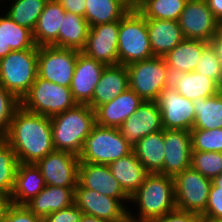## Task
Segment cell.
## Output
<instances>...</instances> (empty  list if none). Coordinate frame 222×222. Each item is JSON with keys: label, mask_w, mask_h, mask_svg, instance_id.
Listing matches in <instances>:
<instances>
[{"label": "cell", "mask_w": 222, "mask_h": 222, "mask_svg": "<svg viewBox=\"0 0 222 222\" xmlns=\"http://www.w3.org/2000/svg\"><path fill=\"white\" fill-rule=\"evenodd\" d=\"M5 141L13 148L19 163H33L54 151L51 119L20 106L9 126Z\"/></svg>", "instance_id": "6da1fadb"}, {"label": "cell", "mask_w": 222, "mask_h": 222, "mask_svg": "<svg viewBox=\"0 0 222 222\" xmlns=\"http://www.w3.org/2000/svg\"><path fill=\"white\" fill-rule=\"evenodd\" d=\"M138 215L128 209L129 222H153L176 209L174 179L161 173H149L143 184L130 197ZM133 214H132V213Z\"/></svg>", "instance_id": "7a4b0ae2"}, {"label": "cell", "mask_w": 222, "mask_h": 222, "mask_svg": "<svg viewBox=\"0 0 222 222\" xmlns=\"http://www.w3.org/2000/svg\"><path fill=\"white\" fill-rule=\"evenodd\" d=\"M50 119L55 150L79 156L85 138L96 124L95 110L88 104H77Z\"/></svg>", "instance_id": "3957f363"}, {"label": "cell", "mask_w": 222, "mask_h": 222, "mask_svg": "<svg viewBox=\"0 0 222 222\" xmlns=\"http://www.w3.org/2000/svg\"><path fill=\"white\" fill-rule=\"evenodd\" d=\"M153 57L146 18L137 9H130L119 20L118 64L127 66Z\"/></svg>", "instance_id": "277c9868"}, {"label": "cell", "mask_w": 222, "mask_h": 222, "mask_svg": "<svg viewBox=\"0 0 222 222\" xmlns=\"http://www.w3.org/2000/svg\"><path fill=\"white\" fill-rule=\"evenodd\" d=\"M38 49L13 50L0 59V86L20 101L37 77Z\"/></svg>", "instance_id": "5b68a950"}, {"label": "cell", "mask_w": 222, "mask_h": 222, "mask_svg": "<svg viewBox=\"0 0 222 222\" xmlns=\"http://www.w3.org/2000/svg\"><path fill=\"white\" fill-rule=\"evenodd\" d=\"M132 151L133 147L124 139L118 128L95 124L85 138L78 157L80 162L108 165Z\"/></svg>", "instance_id": "8992f818"}, {"label": "cell", "mask_w": 222, "mask_h": 222, "mask_svg": "<svg viewBox=\"0 0 222 222\" xmlns=\"http://www.w3.org/2000/svg\"><path fill=\"white\" fill-rule=\"evenodd\" d=\"M76 105L70 87L61 86L38 76L21 99V106L24 109L49 118Z\"/></svg>", "instance_id": "52a82bcc"}, {"label": "cell", "mask_w": 222, "mask_h": 222, "mask_svg": "<svg viewBox=\"0 0 222 222\" xmlns=\"http://www.w3.org/2000/svg\"><path fill=\"white\" fill-rule=\"evenodd\" d=\"M129 89L143 101H156L159 93L170 85L171 74L162 57L128 64Z\"/></svg>", "instance_id": "ba28073f"}, {"label": "cell", "mask_w": 222, "mask_h": 222, "mask_svg": "<svg viewBox=\"0 0 222 222\" xmlns=\"http://www.w3.org/2000/svg\"><path fill=\"white\" fill-rule=\"evenodd\" d=\"M173 179L176 208L202 216L206 210L212 180L191 167Z\"/></svg>", "instance_id": "9c48e42d"}, {"label": "cell", "mask_w": 222, "mask_h": 222, "mask_svg": "<svg viewBox=\"0 0 222 222\" xmlns=\"http://www.w3.org/2000/svg\"><path fill=\"white\" fill-rule=\"evenodd\" d=\"M81 51L45 45L38 47L37 76L64 87H70L77 55Z\"/></svg>", "instance_id": "30bf717a"}, {"label": "cell", "mask_w": 222, "mask_h": 222, "mask_svg": "<svg viewBox=\"0 0 222 222\" xmlns=\"http://www.w3.org/2000/svg\"><path fill=\"white\" fill-rule=\"evenodd\" d=\"M74 204L89 215L108 222H129L128 207L120 200L83 187L79 182L75 188Z\"/></svg>", "instance_id": "8fae6325"}, {"label": "cell", "mask_w": 222, "mask_h": 222, "mask_svg": "<svg viewBox=\"0 0 222 222\" xmlns=\"http://www.w3.org/2000/svg\"><path fill=\"white\" fill-rule=\"evenodd\" d=\"M178 23L185 39L206 42L222 27L205 0H188Z\"/></svg>", "instance_id": "7c38bea8"}, {"label": "cell", "mask_w": 222, "mask_h": 222, "mask_svg": "<svg viewBox=\"0 0 222 222\" xmlns=\"http://www.w3.org/2000/svg\"><path fill=\"white\" fill-rule=\"evenodd\" d=\"M79 162L76 154L54 150L35 164L40 169L46 185L76 188Z\"/></svg>", "instance_id": "4fadbf2b"}, {"label": "cell", "mask_w": 222, "mask_h": 222, "mask_svg": "<svg viewBox=\"0 0 222 222\" xmlns=\"http://www.w3.org/2000/svg\"><path fill=\"white\" fill-rule=\"evenodd\" d=\"M155 102L161 112L163 129L192 130L195 112L191 100L169 85L159 93Z\"/></svg>", "instance_id": "5bb4252c"}, {"label": "cell", "mask_w": 222, "mask_h": 222, "mask_svg": "<svg viewBox=\"0 0 222 222\" xmlns=\"http://www.w3.org/2000/svg\"><path fill=\"white\" fill-rule=\"evenodd\" d=\"M119 21L90 27L81 52L106 66L118 65Z\"/></svg>", "instance_id": "9a60e30c"}, {"label": "cell", "mask_w": 222, "mask_h": 222, "mask_svg": "<svg viewBox=\"0 0 222 222\" xmlns=\"http://www.w3.org/2000/svg\"><path fill=\"white\" fill-rule=\"evenodd\" d=\"M124 139L133 147L143 137L163 130L160 109L155 101H142L137 110L118 128Z\"/></svg>", "instance_id": "2e32d148"}, {"label": "cell", "mask_w": 222, "mask_h": 222, "mask_svg": "<svg viewBox=\"0 0 222 222\" xmlns=\"http://www.w3.org/2000/svg\"><path fill=\"white\" fill-rule=\"evenodd\" d=\"M165 159L162 174L174 177L190 167L191 132L187 130L163 129Z\"/></svg>", "instance_id": "e0dca14e"}, {"label": "cell", "mask_w": 222, "mask_h": 222, "mask_svg": "<svg viewBox=\"0 0 222 222\" xmlns=\"http://www.w3.org/2000/svg\"><path fill=\"white\" fill-rule=\"evenodd\" d=\"M78 182L87 189L118 199L124 205L130 202L108 165L79 162Z\"/></svg>", "instance_id": "ac0fdd59"}, {"label": "cell", "mask_w": 222, "mask_h": 222, "mask_svg": "<svg viewBox=\"0 0 222 222\" xmlns=\"http://www.w3.org/2000/svg\"><path fill=\"white\" fill-rule=\"evenodd\" d=\"M106 65L87 57L82 52L77 55L75 71L70 90L77 104H88Z\"/></svg>", "instance_id": "d6986e66"}, {"label": "cell", "mask_w": 222, "mask_h": 222, "mask_svg": "<svg viewBox=\"0 0 222 222\" xmlns=\"http://www.w3.org/2000/svg\"><path fill=\"white\" fill-rule=\"evenodd\" d=\"M142 101L133 90L128 88L110 102L104 103L95 109L96 124L119 128L137 110Z\"/></svg>", "instance_id": "ffe728a7"}, {"label": "cell", "mask_w": 222, "mask_h": 222, "mask_svg": "<svg viewBox=\"0 0 222 222\" xmlns=\"http://www.w3.org/2000/svg\"><path fill=\"white\" fill-rule=\"evenodd\" d=\"M129 88L128 69L124 65L106 66L88 105L95 110Z\"/></svg>", "instance_id": "44dd1931"}, {"label": "cell", "mask_w": 222, "mask_h": 222, "mask_svg": "<svg viewBox=\"0 0 222 222\" xmlns=\"http://www.w3.org/2000/svg\"><path fill=\"white\" fill-rule=\"evenodd\" d=\"M148 37L154 57H164L185 38L178 21L146 19Z\"/></svg>", "instance_id": "7402d4cb"}, {"label": "cell", "mask_w": 222, "mask_h": 222, "mask_svg": "<svg viewBox=\"0 0 222 222\" xmlns=\"http://www.w3.org/2000/svg\"><path fill=\"white\" fill-rule=\"evenodd\" d=\"M46 186L40 169L33 163H19L10 195L11 203L26 205Z\"/></svg>", "instance_id": "603a6c76"}, {"label": "cell", "mask_w": 222, "mask_h": 222, "mask_svg": "<svg viewBox=\"0 0 222 222\" xmlns=\"http://www.w3.org/2000/svg\"><path fill=\"white\" fill-rule=\"evenodd\" d=\"M123 191L131 197L143 184L149 172L137 159L134 151L108 164Z\"/></svg>", "instance_id": "cb8c5ba5"}, {"label": "cell", "mask_w": 222, "mask_h": 222, "mask_svg": "<svg viewBox=\"0 0 222 222\" xmlns=\"http://www.w3.org/2000/svg\"><path fill=\"white\" fill-rule=\"evenodd\" d=\"M66 10L57 0H48L39 16L33 31L36 46L53 45L58 47V33Z\"/></svg>", "instance_id": "d4e9b609"}, {"label": "cell", "mask_w": 222, "mask_h": 222, "mask_svg": "<svg viewBox=\"0 0 222 222\" xmlns=\"http://www.w3.org/2000/svg\"><path fill=\"white\" fill-rule=\"evenodd\" d=\"M170 85L191 101L211 97L222 91L215 80L196 71L171 75Z\"/></svg>", "instance_id": "484cf974"}, {"label": "cell", "mask_w": 222, "mask_h": 222, "mask_svg": "<svg viewBox=\"0 0 222 222\" xmlns=\"http://www.w3.org/2000/svg\"><path fill=\"white\" fill-rule=\"evenodd\" d=\"M75 188L46 185L43 190L25 206L35 215L45 217L54 211L74 204Z\"/></svg>", "instance_id": "4316f807"}, {"label": "cell", "mask_w": 222, "mask_h": 222, "mask_svg": "<svg viewBox=\"0 0 222 222\" xmlns=\"http://www.w3.org/2000/svg\"><path fill=\"white\" fill-rule=\"evenodd\" d=\"M209 42L202 40L184 39L163 58L170 74H180L195 71L198 59Z\"/></svg>", "instance_id": "83f0119b"}, {"label": "cell", "mask_w": 222, "mask_h": 222, "mask_svg": "<svg viewBox=\"0 0 222 222\" xmlns=\"http://www.w3.org/2000/svg\"><path fill=\"white\" fill-rule=\"evenodd\" d=\"M163 130L143 137L133 151L149 173H161L165 159Z\"/></svg>", "instance_id": "f1b7e54d"}, {"label": "cell", "mask_w": 222, "mask_h": 222, "mask_svg": "<svg viewBox=\"0 0 222 222\" xmlns=\"http://www.w3.org/2000/svg\"><path fill=\"white\" fill-rule=\"evenodd\" d=\"M195 123L192 130H213L222 128V91L207 98L192 101Z\"/></svg>", "instance_id": "f546056e"}, {"label": "cell", "mask_w": 222, "mask_h": 222, "mask_svg": "<svg viewBox=\"0 0 222 222\" xmlns=\"http://www.w3.org/2000/svg\"><path fill=\"white\" fill-rule=\"evenodd\" d=\"M89 24L82 16L67 12L58 33V47L81 51L88 37Z\"/></svg>", "instance_id": "4dcf8cb0"}, {"label": "cell", "mask_w": 222, "mask_h": 222, "mask_svg": "<svg viewBox=\"0 0 222 222\" xmlns=\"http://www.w3.org/2000/svg\"><path fill=\"white\" fill-rule=\"evenodd\" d=\"M130 10L121 0H86L85 16L89 27L119 21Z\"/></svg>", "instance_id": "1f68e13d"}, {"label": "cell", "mask_w": 222, "mask_h": 222, "mask_svg": "<svg viewBox=\"0 0 222 222\" xmlns=\"http://www.w3.org/2000/svg\"><path fill=\"white\" fill-rule=\"evenodd\" d=\"M0 14V36L4 42V51L38 49L33 32L15 23L6 13Z\"/></svg>", "instance_id": "d6a6232c"}, {"label": "cell", "mask_w": 222, "mask_h": 222, "mask_svg": "<svg viewBox=\"0 0 222 222\" xmlns=\"http://www.w3.org/2000/svg\"><path fill=\"white\" fill-rule=\"evenodd\" d=\"M3 0H0V2ZM11 5L4 11L15 23L34 31L39 16L48 0H11Z\"/></svg>", "instance_id": "836d02e7"}, {"label": "cell", "mask_w": 222, "mask_h": 222, "mask_svg": "<svg viewBox=\"0 0 222 222\" xmlns=\"http://www.w3.org/2000/svg\"><path fill=\"white\" fill-rule=\"evenodd\" d=\"M188 0H141L137 10L146 19L178 21Z\"/></svg>", "instance_id": "e575fe53"}, {"label": "cell", "mask_w": 222, "mask_h": 222, "mask_svg": "<svg viewBox=\"0 0 222 222\" xmlns=\"http://www.w3.org/2000/svg\"><path fill=\"white\" fill-rule=\"evenodd\" d=\"M19 161L13 148L0 139V193L11 195Z\"/></svg>", "instance_id": "d590c367"}, {"label": "cell", "mask_w": 222, "mask_h": 222, "mask_svg": "<svg viewBox=\"0 0 222 222\" xmlns=\"http://www.w3.org/2000/svg\"><path fill=\"white\" fill-rule=\"evenodd\" d=\"M190 167L213 180L222 173V153L191 151Z\"/></svg>", "instance_id": "8d00e7d4"}, {"label": "cell", "mask_w": 222, "mask_h": 222, "mask_svg": "<svg viewBox=\"0 0 222 222\" xmlns=\"http://www.w3.org/2000/svg\"><path fill=\"white\" fill-rule=\"evenodd\" d=\"M192 151L222 153V128L191 130Z\"/></svg>", "instance_id": "74e56055"}, {"label": "cell", "mask_w": 222, "mask_h": 222, "mask_svg": "<svg viewBox=\"0 0 222 222\" xmlns=\"http://www.w3.org/2000/svg\"><path fill=\"white\" fill-rule=\"evenodd\" d=\"M21 106V101L11 92L0 86V139H5L10 122Z\"/></svg>", "instance_id": "f35d334b"}, {"label": "cell", "mask_w": 222, "mask_h": 222, "mask_svg": "<svg viewBox=\"0 0 222 222\" xmlns=\"http://www.w3.org/2000/svg\"><path fill=\"white\" fill-rule=\"evenodd\" d=\"M195 71L215 80L222 87V67L210 44L202 51Z\"/></svg>", "instance_id": "ab89813d"}, {"label": "cell", "mask_w": 222, "mask_h": 222, "mask_svg": "<svg viewBox=\"0 0 222 222\" xmlns=\"http://www.w3.org/2000/svg\"><path fill=\"white\" fill-rule=\"evenodd\" d=\"M201 217L203 221L222 222V187L212 183L206 210Z\"/></svg>", "instance_id": "60d3db41"}, {"label": "cell", "mask_w": 222, "mask_h": 222, "mask_svg": "<svg viewBox=\"0 0 222 222\" xmlns=\"http://www.w3.org/2000/svg\"><path fill=\"white\" fill-rule=\"evenodd\" d=\"M0 222H44V219L32 213L25 205L11 204Z\"/></svg>", "instance_id": "b9f144b4"}, {"label": "cell", "mask_w": 222, "mask_h": 222, "mask_svg": "<svg viewBox=\"0 0 222 222\" xmlns=\"http://www.w3.org/2000/svg\"><path fill=\"white\" fill-rule=\"evenodd\" d=\"M83 212L75 205H71L65 209L54 211L45 216L44 222H80Z\"/></svg>", "instance_id": "7bdbcfd3"}, {"label": "cell", "mask_w": 222, "mask_h": 222, "mask_svg": "<svg viewBox=\"0 0 222 222\" xmlns=\"http://www.w3.org/2000/svg\"><path fill=\"white\" fill-rule=\"evenodd\" d=\"M153 222H203L198 214L175 209Z\"/></svg>", "instance_id": "ee69618b"}, {"label": "cell", "mask_w": 222, "mask_h": 222, "mask_svg": "<svg viewBox=\"0 0 222 222\" xmlns=\"http://www.w3.org/2000/svg\"><path fill=\"white\" fill-rule=\"evenodd\" d=\"M70 13L85 16L86 0H57Z\"/></svg>", "instance_id": "f6af8a7d"}, {"label": "cell", "mask_w": 222, "mask_h": 222, "mask_svg": "<svg viewBox=\"0 0 222 222\" xmlns=\"http://www.w3.org/2000/svg\"><path fill=\"white\" fill-rule=\"evenodd\" d=\"M209 44L215 50L218 61L222 67V27L211 38Z\"/></svg>", "instance_id": "bcb514c9"}, {"label": "cell", "mask_w": 222, "mask_h": 222, "mask_svg": "<svg viewBox=\"0 0 222 222\" xmlns=\"http://www.w3.org/2000/svg\"><path fill=\"white\" fill-rule=\"evenodd\" d=\"M208 8L212 11L215 18L222 25V0H205Z\"/></svg>", "instance_id": "7dc6e473"}, {"label": "cell", "mask_w": 222, "mask_h": 222, "mask_svg": "<svg viewBox=\"0 0 222 222\" xmlns=\"http://www.w3.org/2000/svg\"><path fill=\"white\" fill-rule=\"evenodd\" d=\"M11 204L10 196L0 193V219L6 214V211Z\"/></svg>", "instance_id": "c3c4849f"}, {"label": "cell", "mask_w": 222, "mask_h": 222, "mask_svg": "<svg viewBox=\"0 0 222 222\" xmlns=\"http://www.w3.org/2000/svg\"><path fill=\"white\" fill-rule=\"evenodd\" d=\"M80 222H108V221H106L104 219L97 218V217H93V216L83 214Z\"/></svg>", "instance_id": "681fc988"}, {"label": "cell", "mask_w": 222, "mask_h": 222, "mask_svg": "<svg viewBox=\"0 0 222 222\" xmlns=\"http://www.w3.org/2000/svg\"><path fill=\"white\" fill-rule=\"evenodd\" d=\"M124 2L130 9H137L141 3V0H121Z\"/></svg>", "instance_id": "f907efd6"}, {"label": "cell", "mask_w": 222, "mask_h": 222, "mask_svg": "<svg viewBox=\"0 0 222 222\" xmlns=\"http://www.w3.org/2000/svg\"><path fill=\"white\" fill-rule=\"evenodd\" d=\"M11 51H4V42L0 36V59L4 58Z\"/></svg>", "instance_id": "816d5d0a"}, {"label": "cell", "mask_w": 222, "mask_h": 222, "mask_svg": "<svg viewBox=\"0 0 222 222\" xmlns=\"http://www.w3.org/2000/svg\"><path fill=\"white\" fill-rule=\"evenodd\" d=\"M212 183L216 186V187H222V173L219 174L218 176H216L213 180Z\"/></svg>", "instance_id": "f5cc1de1"}]
</instances>
